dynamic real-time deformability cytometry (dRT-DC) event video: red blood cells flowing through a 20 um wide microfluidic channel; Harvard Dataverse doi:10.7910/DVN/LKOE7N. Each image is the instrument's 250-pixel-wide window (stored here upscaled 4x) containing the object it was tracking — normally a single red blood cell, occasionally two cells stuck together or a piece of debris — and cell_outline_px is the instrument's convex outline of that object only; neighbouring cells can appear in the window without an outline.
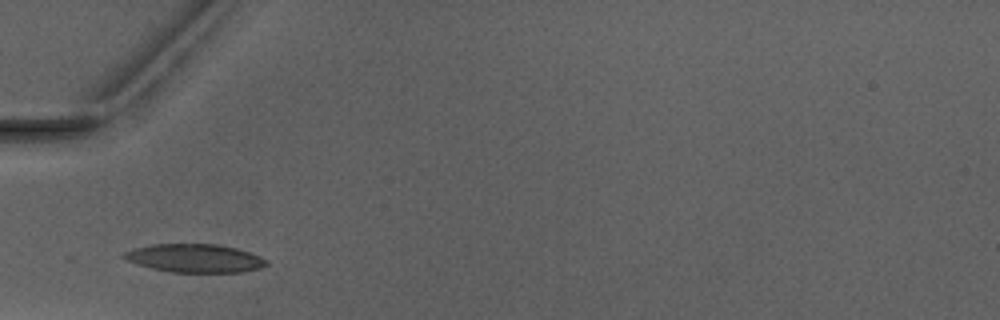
{"species": "Egyptian fruit bat (a non-hibernating species)", "species_latin": "Rousettus aegyptiacus", "temperature_condition": "warm", "stored_images_in_passage": 3, "camera_frame_rate_fps": 3000, "um_per_image_px": 0.085, "animal": {"sex": "male"}, "frame": {"image": 1, "passage_image": 2, "time_ms": 1.333, "image_size_px": [1000, 320], "cell_outline_px": [[268, 264], [260, 268], [244, 272], [172, 272], [152, 268], [136, 264], [120, 256], [124, 252], [136, 248], [152, 244], [220, 244], [236, 248], [260, 256], [268, 260]], "centroid_in_image_um": [16.58, 21.95], "position_along_channel_um": 68.4, "area_um2": 23.52}}
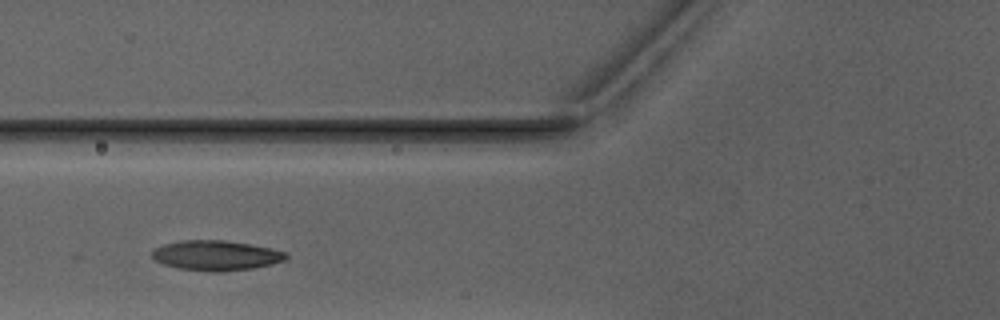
{"frame": {"image": 2, "passage_image": 3, "time_ms": 2.333, "image_size_px": [1000, 320], "cell_outline_px": [[288, 256], [284, 260], [272, 264], [252, 268], [220, 272], [212, 272], [180, 268], [164, 264], [156, 260], [152, 256], [152, 252], [156, 248], [164, 244], [180, 240], [224, 240], [248, 244], [268, 248], [284, 252]], "centroid_in_image_um": [18.34, 21.71], "position_along_channel_um": 107.5, "area_um2": 23.06}}